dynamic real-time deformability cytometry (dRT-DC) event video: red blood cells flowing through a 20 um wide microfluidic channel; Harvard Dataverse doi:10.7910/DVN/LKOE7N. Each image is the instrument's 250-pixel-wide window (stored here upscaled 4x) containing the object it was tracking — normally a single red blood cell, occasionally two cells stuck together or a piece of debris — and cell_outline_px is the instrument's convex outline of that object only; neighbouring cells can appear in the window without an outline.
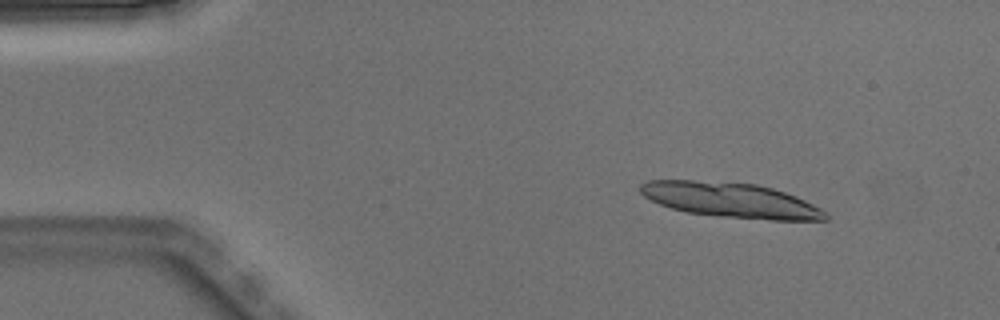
{"species": "Egyptian fruit bat (a non-hibernating species)", "species_latin": "Rousettus aegyptiacus", "temperature_condition": "warm", "stored_images_in_passage": 3, "camera_frame_rate_fps": 3000, "um_per_image_px": 0.085, "animal": {"sex": "male"}, "frame": {"image": 1, "passage_image": 1, "time_ms": 0.0, "image_size_px": [1000, 320], "cell_outline_px": [[828, 220], [768, 220], [720, 216], [688, 212], [672, 208], [660, 204], [644, 196], [640, 192], [640, 184], [648, 180], [692, 180], [756, 184], [772, 188], [796, 196], [828, 212]], "centroid_in_image_um": [62.14, 17.01], "position_along_channel_um": 22.9, "area_um2": 37.45}}